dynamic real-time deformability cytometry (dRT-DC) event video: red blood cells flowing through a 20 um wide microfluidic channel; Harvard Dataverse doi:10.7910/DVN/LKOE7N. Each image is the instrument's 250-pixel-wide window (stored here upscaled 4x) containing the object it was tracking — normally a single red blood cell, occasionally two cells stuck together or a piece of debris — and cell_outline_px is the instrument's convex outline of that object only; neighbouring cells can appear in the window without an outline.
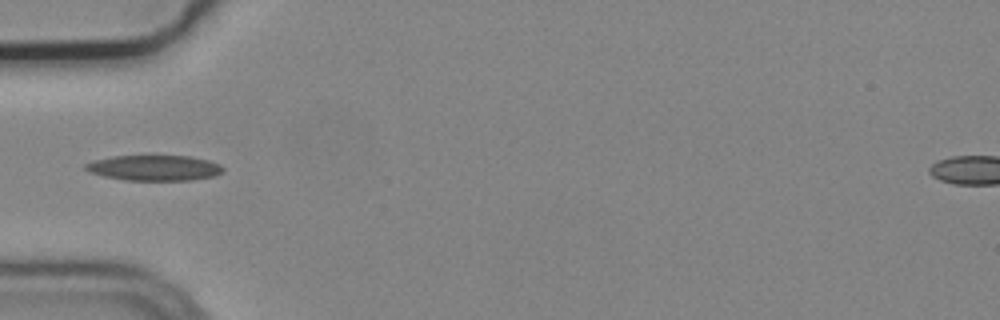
{"species": "common noctule bat (a hibernating species)", "species_latin": "Nyctalus noctula", "temperature_condition": "cold", "stored_images_in_passage": 2, "camera_frame_rate_fps": 3000, "um_per_image_px": 0.085, "animal": {"sex": "male", "body_mass_g": 19.2, "forearm_length_mm": 51.8}, "frame": {"image": 1, "passage_image": 2, "time_ms": 0.333, "image_size_px": [1000, 320], "cell_outline_px": [[224, 168], [220, 172], [212, 176], [192, 180], [124, 180], [104, 176], [88, 172], [84, 168], [84, 164], [92, 160], [112, 156], [188, 156], [208, 160], [220, 164]], "centroid_in_image_um": [13.05, 14.27], "position_along_channel_um": 71.9, "area_um2": 20.35}}